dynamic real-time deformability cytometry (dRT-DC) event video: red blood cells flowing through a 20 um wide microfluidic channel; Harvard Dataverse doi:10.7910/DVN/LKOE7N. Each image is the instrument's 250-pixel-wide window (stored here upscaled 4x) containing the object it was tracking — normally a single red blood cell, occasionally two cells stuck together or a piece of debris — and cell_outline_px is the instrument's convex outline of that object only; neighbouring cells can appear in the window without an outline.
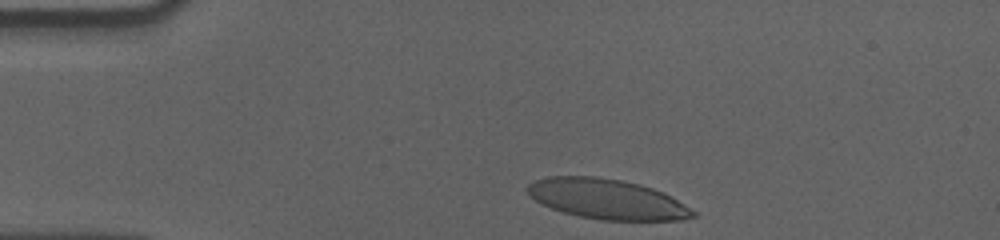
{"species": "human", "species_latin": "Homo sapiens", "temperature_condition": "cold", "stored_images_in_passage": 37, "camera_frame_rate_fps": 3000, "um_per_image_px": 0.085, "donor": {"sex": "male"}, "frame": {"image": 1, "passage_image": 1, "time_ms": 0.0, "image_size_px": [1000, 240], "cell_outline_px": [[696, 216], [684, 220], [600, 220], [580, 216], [564, 212], [540, 204], [524, 188], [528, 184], [536, 180], [548, 176], [596, 176], [620, 180], [640, 184], [664, 192], [684, 204], [696, 212]], "centroid_in_image_um": [51.6, 16.92], "position_along_channel_um": 33.4, "area_um2": 38.61}}
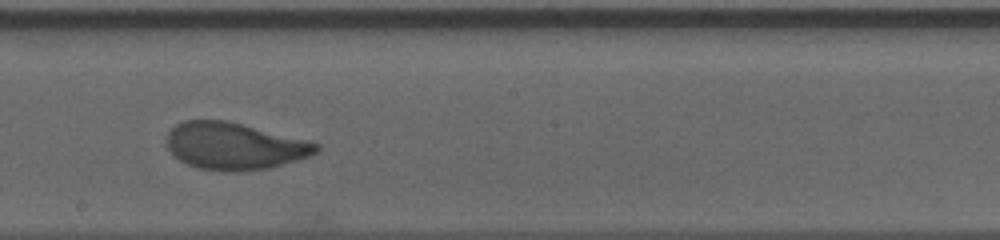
{"frame": {"image": 2, "passage_image": 22, "time_ms": 7.0, "image_size_px": [1000, 240], "cell_outline_px": [[320, 148], [316, 152], [308, 156], [284, 164], [268, 168], [236, 172], [220, 172], [196, 168], [180, 160], [168, 148], [168, 132], [176, 124], [184, 120], [228, 120], [308, 140], [320, 144]], "centroid_in_image_um": [19.93, 12.42], "position_along_channel_um": 228.3, "area_um2": 41.1}}
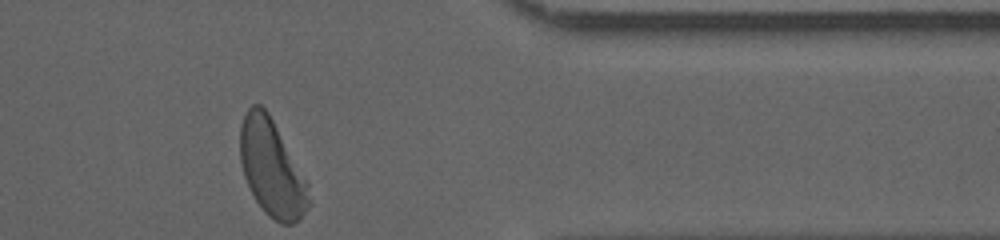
{"frame": {"image": 3, "passage_image": 37, "time_ms": 12.0, "image_size_px": [1000, 240], "cell_outline_px": [[312, 204], [300, 220], [292, 224], [280, 224], [268, 216], [256, 200], [244, 176], [240, 160], [240, 124], [244, 112], [252, 104], [260, 104], [268, 112], [308, 184]], "centroid_in_image_um": [23.1, 14.32], "position_along_channel_um": 388.3, "area_um2": 38.61}, "authors_computed_cell_mechanics": {"area_um2": 41.038, "velocity_mm_per_s": 3.525, "shape_relaxation_time_tau1_ms": 3.3836, "shape_relaxation_time_tau2_ms": null, "deformation_change_tau1": 0.1772, "deformation_change_tau2": null}}